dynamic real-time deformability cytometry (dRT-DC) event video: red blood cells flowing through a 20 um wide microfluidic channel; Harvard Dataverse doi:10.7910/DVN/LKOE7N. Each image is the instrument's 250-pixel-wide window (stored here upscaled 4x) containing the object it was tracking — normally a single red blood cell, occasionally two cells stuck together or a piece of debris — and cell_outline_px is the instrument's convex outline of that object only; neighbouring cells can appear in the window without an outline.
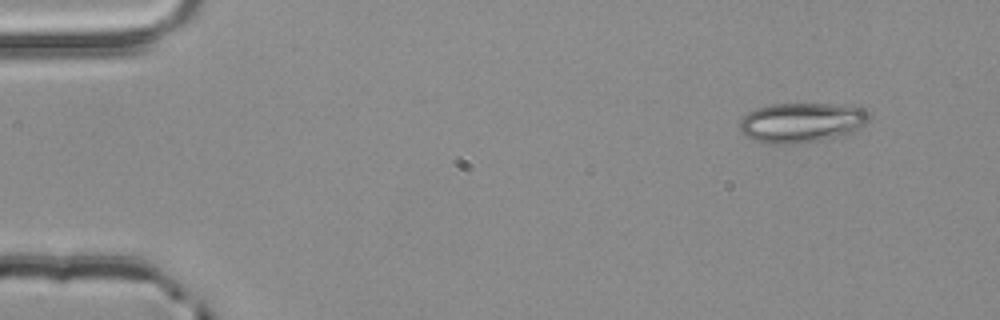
{"species": "common noctule bat (a hibernating species)", "species_latin": "Nyctalus noctula", "temperature_condition": "room temperature", "stored_images_in_passage": 3, "camera_frame_rate_fps": 3000, "um_per_image_px": 0.085, "animal": {"sex": "male", "body_mass_g": 20.4}, "frame": {"image": 1, "passage_image": 1, "time_ms": 0.0, "image_size_px": [1000, 320], "cell_outline_px": [[868, 120], [860, 128], [852, 132], [840, 136], [804, 144], [768, 144], [744, 136], [740, 132], [740, 120], [748, 112], [756, 108], [772, 104], [832, 104], [864, 108], [868, 112]], "centroid_in_image_um": [68.11, 10.43], "position_along_channel_um": 16.9, "area_um2": 30.23}}